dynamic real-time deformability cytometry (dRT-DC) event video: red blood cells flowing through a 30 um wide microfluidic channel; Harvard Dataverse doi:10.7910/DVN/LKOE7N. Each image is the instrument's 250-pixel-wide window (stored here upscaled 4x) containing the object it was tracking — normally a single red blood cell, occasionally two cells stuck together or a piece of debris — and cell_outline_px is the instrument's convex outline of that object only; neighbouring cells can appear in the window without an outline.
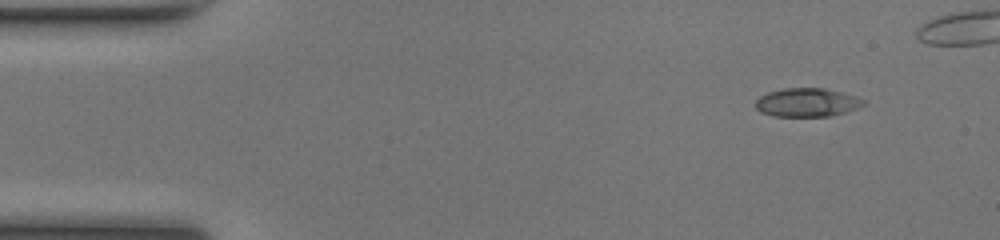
{"species": "common noctule bat (a hibernating species)", "species_latin": "Nyctalus noctula", "temperature_condition": "room temperature", "stored_images_in_passage": 39, "camera_frame_rate_fps": 3000, "um_per_image_px": 0.085, "animal": {"sex": "female", "body_mass_g": 17.0, "forearm_length_mm": 48.0}, "frame": {"image": 1, "passage_image": 1, "time_ms": 0.0, "image_size_px": [1000, 240], "cell_outline_px": [[864, 104], [856, 108], [844, 112], [828, 116], [772, 116], [760, 112], [756, 108], [756, 100], [760, 96], [768, 92], [784, 88], [824, 88], [856, 96], [864, 100]], "centroid_in_image_um": [68.55, 8.7], "position_along_channel_um": 16.4, "area_um2": 17.8}}
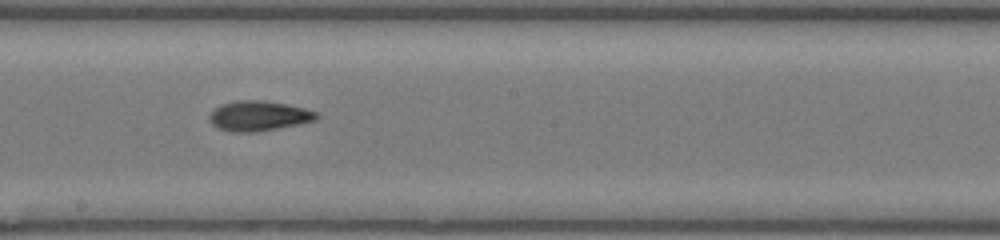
{"frame": {"image": 2, "passage_image": 23, "time_ms": 7.333, "image_size_px": [1000, 240], "cell_outline_px": [[320, 116], [316, 120], [256, 132], [232, 132], [220, 128], [212, 124], [208, 120], [208, 116], [216, 108], [224, 104], [236, 100], [260, 100], [284, 104], [304, 108], [316, 112]], "centroid_in_image_um": [21.97, 9.85], "position_along_channel_um": 226.2, "area_um2": 18.38}}
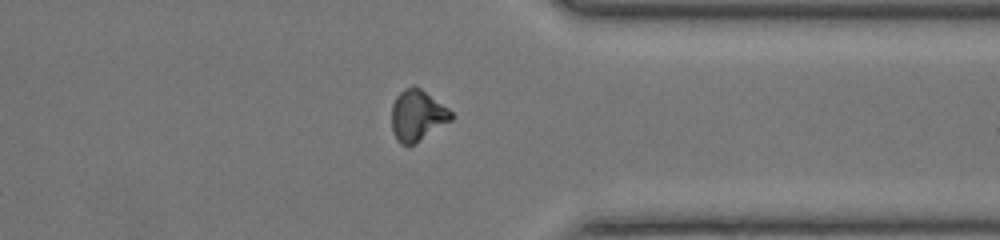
{"frame": {"image": 3, "passage_image": 34, "time_ms": 11.0, "image_size_px": [1000, 240], "cell_outline_px": [[452, 120], [412, 144], [400, 144], [396, 140], [392, 132], [392, 104], [396, 96], [404, 88], [412, 84], [420, 88], [448, 108], [452, 112]], "centroid_in_image_um": [35.44, 9.78], "position_along_channel_um": 376.0, "area_um2": 17.51}}